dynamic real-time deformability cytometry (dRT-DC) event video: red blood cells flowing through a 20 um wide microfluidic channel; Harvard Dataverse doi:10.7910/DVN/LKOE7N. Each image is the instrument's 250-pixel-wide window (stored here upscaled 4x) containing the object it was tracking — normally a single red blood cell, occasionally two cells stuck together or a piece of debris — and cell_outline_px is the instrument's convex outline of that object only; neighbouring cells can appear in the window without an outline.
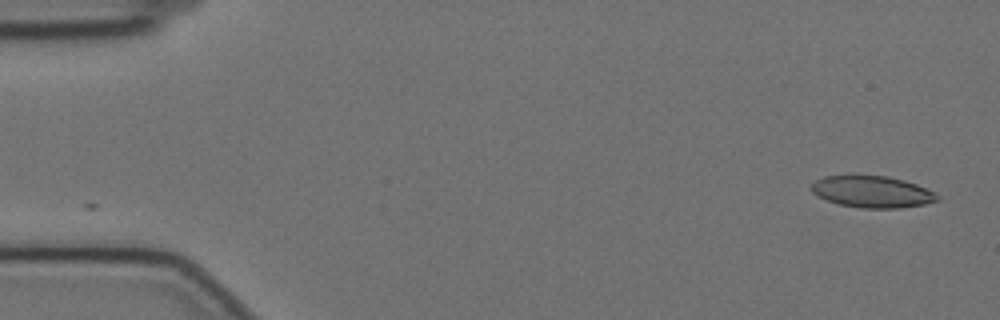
{"species": "Egyptian fruit bat (a non-hibernating species)", "species_latin": "Rousettus aegyptiacus", "temperature_condition": "cold", "stored_images_in_passage": 56, "camera_frame_rate_fps": 3000, "um_per_image_px": 0.085, "animal": {"sex": "female"}, "frame": {"image": 1, "passage_image": 1, "time_ms": 0.0, "image_size_px": [1000, 320], "cell_outline_px": [[940, 200], [924, 204], [900, 208], [860, 208], [840, 204], [816, 196], [808, 188], [816, 180], [824, 176], [856, 172], [888, 176], [904, 180], [916, 184], [936, 192], [940, 196]], "centroid_in_image_um": [74.1, 16.25], "position_along_channel_um": 10.9, "area_um2": 24.22}}
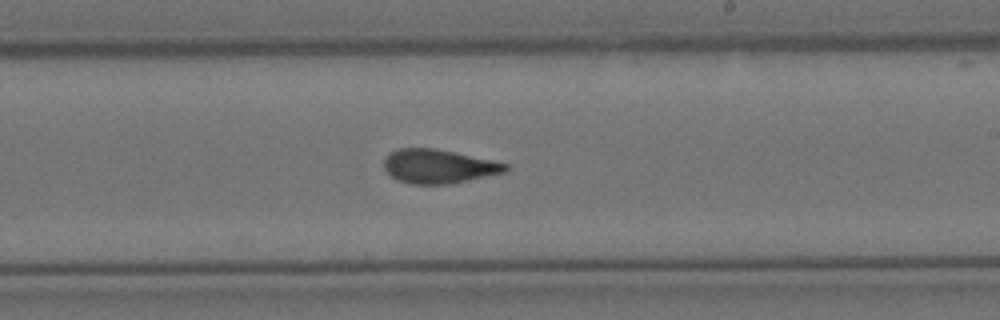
{"frame": {"image": 2, "passage_image": 32, "time_ms": 10.333, "image_size_px": [1000, 320], "cell_outline_px": [[508, 168], [504, 172], [448, 184], [408, 184], [396, 180], [384, 168], [384, 160], [388, 152], [396, 148], [436, 148], [508, 164]], "centroid_in_image_um": [37.2, 14.13], "position_along_channel_um": 251.8, "area_um2": 23.87}}
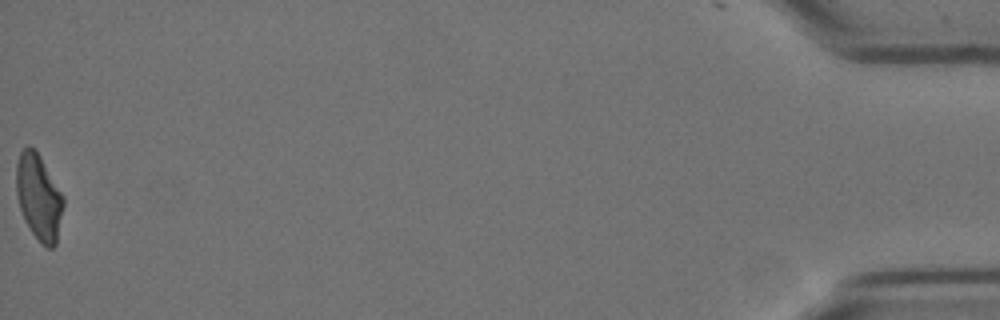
{"frame": {"image": 3, "passage_image": 56, "time_ms": 18.333, "image_size_px": [1000, 320], "cell_outline_px": [[64, 204], [56, 244], [52, 248], [48, 248], [40, 244], [24, 220], [20, 208], [16, 192], [16, 164], [20, 152], [28, 144], [40, 156], [64, 196]], "centroid_in_image_um": [3.3, 16.77], "position_along_channel_um": 431.9, "area_um2": 23.58}, "authors_computed_cell_mechanics": {"area_um2": 24.2182, "velocity_mm_per_s": 3.5144, "shape_relaxation_time_tau1_ms": null, "shape_relaxation_time_tau2_ms": 2.195, "deformation_change_tau1": null, "deformation_change_tau2": 0.0973}}